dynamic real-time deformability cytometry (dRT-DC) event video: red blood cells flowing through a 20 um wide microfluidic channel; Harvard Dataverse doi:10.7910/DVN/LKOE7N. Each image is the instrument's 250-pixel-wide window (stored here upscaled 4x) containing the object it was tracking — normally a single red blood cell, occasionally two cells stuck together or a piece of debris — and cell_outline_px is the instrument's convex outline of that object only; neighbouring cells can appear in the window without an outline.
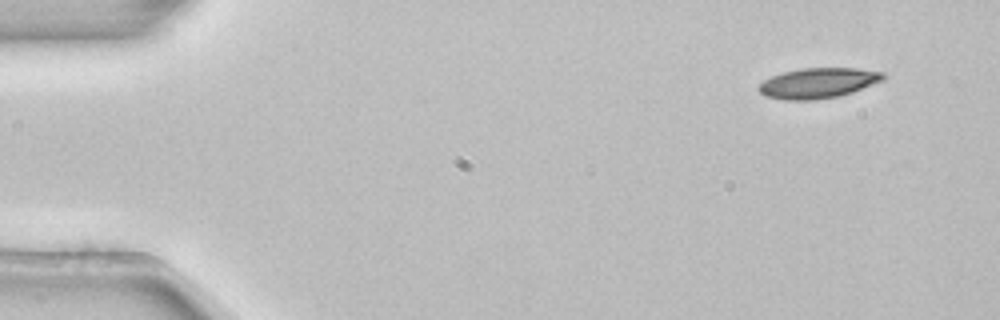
{"species": "common noctule bat (a hibernating species)", "species_latin": "Nyctalus noctula", "temperature_condition": "room temperature", "stored_images_in_passage": 4, "camera_frame_rate_fps": 3000, "um_per_image_px": 0.085, "animal": {"sex": "female", "body_mass_g": 22.7, "forearm_length_mm": 54.2}, "frame": {"image": 1, "passage_image": 1, "time_ms": 0.0, "image_size_px": [1000, 320], "cell_outline_px": [[888, 76], [884, 80], [852, 92], [840, 96], [816, 100], [784, 100], [764, 96], [756, 88], [764, 80], [772, 76], [784, 72], [800, 68], [856, 68], [884, 72]], "centroid_in_image_um": [69.56, 7.06], "position_along_channel_um": 15.4, "area_um2": 22.2}}
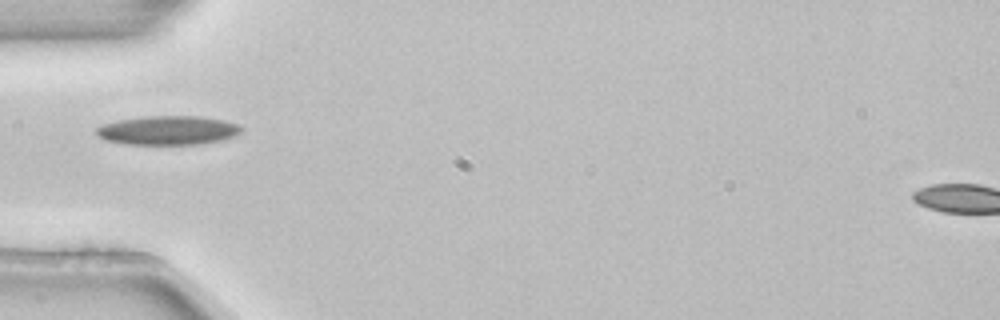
{"frame": {"image": 2, "passage_image": 4, "time_ms": 1.0, "image_size_px": [1000, 320], "cell_outline_px": [[244, 128], [236, 136], [220, 140], [200, 144], [128, 144], [104, 140], [96, 136], [96, 128], [104, 124], [120, 120], [144, 116], [200, 116], [224, 120], [236, 124]], "centroid_in_image_um": [14.28, 11.08], "position_along_channel_um": 70.7, "area_um2": 24.51}}